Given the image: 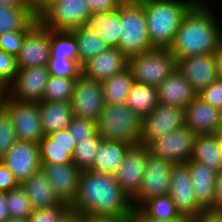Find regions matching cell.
Listing matches in <instances>:
<instances>
[{"mask_svg": "<svg viewBox=\"0 0 222 222\" xmlns=\"http://www.w3.org/2000/svg\"><path fill=\"white\" fill-rule=\"evenodd\" d=\"M70 207L85 217L113 218L119 222H127L133 209L131 199L114 175L90 169L81 172L77 197Z\"/></svg>", "mask_w": 222, "mask_h": 222, "instance_id": "6da1fadb", "label": "cell"}, {"mask_svg": "<svg viewBox=\"0 0 222 222\" xmlns=\"http://www.w3.org/2000/svg\"><path fill=\"white\" fill-rule=\"evenodd\" d=\"M199 0L184 16L169 50L176 61L185 57L213 54L222 43V29L216 13Z\"/></svg>", "mask_w": 222, "mask_h": 222, "instance_id": "7a4b0ae2", "label": "cell"}, {"mask_svg": "<svg viewBox=\"0 0 222 222\" xmlns=\"http://www.w3.org/2000/svg\"><path fill=\"white\" fill-rule=\"evenodd\" d=\"M199 0H146L140 2L145 10L147 34L154 48H169L182 19Z\"/></svg>", "mask_w": 222, "mask_h": 222, "instance_id": "3957f363", "label": "cell"}, {"mask_svg": "<svg viewBox=\"0 0 222 222\" xmlns=\"http://www.w3.org/2000/svg\"><path fill=\"white\" fill-rule=\"evenodd\" d=\"M97 131L103 140L133 147L140 144L142 117L126 104H105L97 121Z\"/></svg>", "mask_w": 222, "mask_h": 222, "instance_id": "277c9868", "label": "cell"}, {"mask_svg": "<svg viewBox=\"0 0 222 222\" xmlns=\"http://www.w3.org/2000/svg\"><path fill=\"white\" fill-rule=\"evenodd\" d=\"M120 35L118 49L127 58L154 49L148 38L145 10L140 2L125 0L121 4Z\"/></svg>", "mask_w": 222, "mask_h": 222, "instance_id": "5b68a950", "label": "cell"}, {"mask_svg": "<svg viewBox=\"0 0 222 222\" xmlns=\"http://www.w3.org/2000/svg\"><path fill=\"white\" fill-rule=\"evenodd\" d=\"M177 67L169 48H154L128 58V68L136 83L158 87Z\"/></svg>", "mask_w": 222, "mask_h": 222, "instance_id": "8992f818", "label": "cell"}, {"mask_svg": "<svg viewBox=\"0 0 222 222\" xmlns=\"http://www.w3.org/2000/svg\"><path fill=\"white\" fill-rule=\"evenodd\" d=\"M175 163L148 154L144 176L137 194L131 199L132 208H140L146 201L169 194L170 176Z\"/></svg>", "mask_w": 222, "mask_h": 222, "instance_id": "52a82bcc", "label": "cell"}, {"mask_svg": "<svg viewBox=\"0 0 222 222\" xmlns=\"http://www.w3.org/2000/svg\"><path fill=\"white\" fill-rule=\"evenodd\" d=\"M91 15L88 0H58L39 20L53 31H71L86 25Z\"/></svg>", "mask_w": 222, "mask_h": 222, "instance_id": "ba28073f", "label": "cell"}, {"mask_svg": "<svg viewBox=\"0 0 222 222\" xmlns=\"http://www.w3.org/2000/svg\"><path fill=\"white\" fill-rule=\"evenodd\" d=\"M196 134L184 126L178 130L149 141L148 154L168 159L175 164L187 163L192 156Z\"/></svg>", "mask_w": 222, "mask_h": 222, "instance_id": "9c48e42d", "label": "cell"}, {"mask_svg": "<svg viewBox=\"0 0 222 222\" xmlns=\"http://www.w3.org/2000/svg\"><path fill=\"white\" fill-rule=\"evenodd\" d=\"M185 126V108L158 104L149 114L142 117L140 144L160 138Z\"/></svg>", "mask_w": 222, "mask_h": 222, "instance_id": "30bf717a", "label": "cell"}, {"mask_svg": "<svg viewBox=\"0 0 222 222\" xmlns=\"http://www.w3.org/2000/svg\"><path fill=\"white\" fill-rule=\"evenodd\" d=\"M104 105L102 82L81 73L76 79L71 100L73 115L97 122Z\"/></svg>", "mask_w": 222, "mask_h": 222, "instance_id": "8fae6325", "label": "cell"}, {"mask_svg": "<svg viewBox=\"0 0 222 222\" xmlns=\"http://www.w3.org/2000/svg\"><path fill=\"white\" fill-rule=\"evenodd\" d=\"M12 117L17 139L39 144L45 136L41 126L40 103L8 98L5 109Z\"/></svg>", "mask_w": 222, "mask_h": 222, "instance_id": "7c38bea8", "label": "cell"}, {"mask_svg": "<svg viewBox=\"0 0 222 222\" xmlns=\"http://www.w3.org/2000/svg\"><path fill=\"white\" fill-rule=\"evenodd\" d=\"M50 59V29L38 20L25 34L16 56L17 69L47 66Z\"/></svg>", "mask_w": 222, "mask_h": 222, "instance_id": "4fadbf2b", "label": "cell"}, {"mask_svg": "<svg viewBox=\"0 0 222 222\" xmlns=\"http://www.w3.org/2000/svg\"><path fill=\"white\" fill-rule=\"evenodd\" d=\"M169 195L175 203L177 211L189 222H193L204 210L197 203L186 163L174 165L170 176Z\"/></svg>", "mask_w": 222, "mask_h": 222, "instance_id": "5bb4252c", "label": "cell"}, {"mask_svg": "<svg viewBox=\"0 0 222 222\" xmlns=\"http://www.w3.org/2000/svg\"><path fill=\"white\" fill-rule=\"evenodd\" d=\"M49 77L47 66L19 69L8 85L9 98L20 102L40 103Z\"/></svg>", "mask_w": 222, "mask_h": 222, "instance_id": "9a60e30c", "label": "cell"}, {"mask_svg": "<svg viewBox=\"0 0 222 222\" xmlns=\"http://www.w3.org/2000/svg\"><path fill=\"white\" fill-rule=\"evenodd\" d=\"M147 160L148 151L145 146L138 144L130 147L114 173L119 187L130 199L137 194L141 186Z\"/></svg>", "mask_w": 222, "mask_h": 222, "instance_id": "2e32d148", "label": "cell"}, {"mask_svg": "<svg viewBox=\"0 0 222 222\" xmlns=\"http://www.w3.org/2000/svg\"><path fill=\"white\" fill-rule=\"evenodd\" d=\"M2 161L21 185L40 171L39 144L17 140Z\"/></svg>", "mask_w": 222, "mask_h": 222, "instance_id": "e0dca14e", "label": "cell"}, {"mask_svg": "<svg viewBox=\"0 0 222 222\" xmlns=\"http://www.w3.org/2000/svg\"><path fill=\"white\" fill-rule=\"evenodd\" d=\"M40 170L46 175L59 199L72 205L78 193L81 170L73 163H41Z\"/></svg>", "mask_w": 222, "mask_h": 222, "instance_id": "ac0fdd59", "label": "cell"}, {"mask_svg": "<svg viewBox=\"0 0 222 222\" xmlns=\"http://www.w3.org/2000/svg\"><path fill=\"white\" fill-rule=\"evenodd\" d=\"M176 68L197 94L218 80L214 53L179 59Z\"/></svg>", "mask_w": 222, "mask_h": 222, "instance_id": "d6986e66", "label": "cell"}, {"mask_svg": "<svg viewBox=\"0 0 222 222\" xmlns=\"http://www.w3.org/2000/svg\"><path fill=\"white\" fill-rule=\"evenodd\" d=\"M222 111L196 96L185 107V126L196 135L215 134L221 120Z\"/></svg>", "mask_w": 222, "mask_h": 222, "instance_id": "ffe728a7", "label": "cell"}, {"mask_svg": "<svg viewBox=\"0 0 222 222\" xmlns=\"http://www.w3.org/2000/svg\"><path fill=\"white\" fill-rule=\"evenodd\" d=\"M126 68H128V58L118 48H109L81 67L86 77L101 82Z\"/></svg>", "mask_w": 222, "mask_h": 222, "instance_id": "44dd1931", "label": "cell"}, {"mask_svg": "<svg viewBox=\"0 0 222 222\" xmlns=\"http://www.w3.org/2000/svg\"><path fill=\"white\" fill-rule=\"evenodd\" d=\"M159 104L174 105L185 108L196 96L190 83L176 68L158 87Z\"/></svg>", "mask_w": 222, "mask_h": 222, "instance_id": "7402d4cb", "label": "cell"}, {"mask_svg": "<svg viewBox=\"0 0 222 222\" xmlns=\"http://www.w3.org/2000/svg\"><path fill=\"white\" fill-rule=\"evenodd\" d=\"M21 186L28 195L33 211L54 206H70L59 199L41 170L32 174Z\"/></svg>", "mask_w": 222, "mask_h": 222, "instance_id": "603a6c76", "label": "cell"}, {"mask_svg": "<svg viewBox=\"0 0 222 222\" xmlns=\"http://www.w3.org/2000/svg\"><path fill=\"white\" fill-rule=\"evenodd\" d=\"M197 203L203 209H213L217 171L189 160L187 163Z\"/></svg>", "mask_w": 222, "mask_h": 222, "instance_id": "cb8c5ba5", "label": "cell"}, {"mask_svg": "<svg viewBox=\"0 0 222 222\" xmlns=\"http://www.w3.org/2000/svg\"><path fill=\"white\" fill-rule=\"evenodd\" d=\"M109 48H118L121 39V5L118 9L92 14L86 24Z\"/></svg>", "mask_w": 222, "mask_h": 222, "instance_id": "d4e9b609", "label": "cell"}, {"mask_svg": "<svg viewBox=\"0 0 222 222\" xmlns=\"http://www.w3.org/2000/svg\"><path fill=\"white\" fill-rule=\"evenodd\" d=\"M40 116L45 136L66 129L74 117L71 102L67 101H41Z\"/></svg>", "mask_w": 222, "mask_h": 222, "instance_id": "484cf974", "label": "cell"}, {"mask_svg": "<svg viewBox=\"0 0 222 222\" xmlns=\"http://www.w3.org/2000/svg\"><path fill=\"white\" fill-rule=\"evenodd\" d=\"M130 147L122 142L102 140L90 170L114 175Z\"/></svg>", "mask_w": 222, "mask_h": 222, "instance_id": "4316f807", "label": "cell"}, {"mask_svg": "<svg viewBox=\"0 0 222 222\" xmlns=\"http://www.w3.org/2000/svg\"><path fill=\"white\" fill-rule=\"evenodd\" d=\"M38 20L29 7L0 6V35L16 30H29Z\"/></svg>", "mask_w": 222, "mask_h": 222, "instance_id": "83f0119b", "label": "cell"}, {"mask_svg": "<svg viewBox=\"0 0 222 222\" xmlns=\"http://www.w3.org/2000/svg\"><path fill=\"white\" fill-rule=\"evenodd\" d=\"M190 160L220 172L222 170V155L218 150L217 135H196Z\"/></svg>", "mask_w": 222, "mask_h": 222, "instance_id": "f1b7e54d", "label": "cell"}, {"mask_svg": "<svg viewBox=\"0 0 222 222\" xmlns=\"http://www.w3.org/2000/svg\"><path fill=\"white\" fill-rule=\"evenodd\" d=\"M78 46V64L82 67L95 56L108 50V45L88 26L72 29Z\"/></svg>", "mask_w": 222, "mask_h": 222, "instance_id": "f546056e", "label": "cell"}, {"mask_svg": "<svg viewBox=\"0 0 222 222\" xmlns=\"http://www.w3.org/2000/svg\"><path fill=\"white\" fill-rule=\"evenodd\" d=\"M134 83L129 68L102 81L104 104H126Z\"/></svg>", "mask_w": 222, "mask_h": 222, "instance_id": "4dcf8cb0", "label": "cell"}, {"mask_svg": "<svg viewBox=\"0 0 222 222\" xmlns=\"http://www.w3.org/2000/svg\"><path fill=\"white\" fill-rule=\"evenodd\" d=\"M158 104L157 87L136 82L132 84L126 105L134 112L144 117Z\"/></svg>", "mask_w": 222, "mask_h": 222, "instance_id": "1f68e13d", "label": "cell"}, {"mask_svg": "<svg viewBox=\"0 0 222 222\" xmlns=\"http://www.w3.org/2000/svg\"><path fill=\"white\" fill-rule=\"evenodd\" d=\"M146 216L157 220L186 219L177 211L169 194L146 201L139 208Z\"/></svg>", "mask_w": 222, "mask_h": 222, "instance_id": "d6a6232c", "label": "cell"}, {"mask_svg": "<svg viewBox=\"0 0 222 222\" xmlns=\"http://www.w3.org/2000/svg\"><path fill=\"white\" fill-rule=\"evenodd\" d=\"M50 57L65 58L78 63V46L71 31L50 29Z\"/></svg>", "mask_w": 222, "mask_h": 222, "instance_id": "836d02e7", "label": "cell"}, {"mask_svg": "<svg viewBox=\"0 0 222 222\" xmlns=\"http://www.w3.org/2000/svg\"><path fill=\"white\" fill-rule=\"evenodd\" d=\"M6 206L10 219L28 220L33 213L28 195L21 185L6 192Z\"/></svg>", "mask_w": 222, "mask_h": 222, "instance_id": "e575fe53", "label": "cell"}, {"mask_svg": "<svg viewBox=\"0 0 222 222\" xmlns=\"http://www.w3.org/2000/svg\"><path fill=\"white\" fill-rule=\"evenodd\" d=\"M77 78H62L51 76L45 86L42 101L71 102Z\"/></svg>", "mask_w": 222, "mask_h": 222, "instance_id": "d590c367", "label": "cell"}, {"mask_svg": "<svg viewBox=\"0 0 222 222\" xmlns=\"http://www.w3.org/2000/svg\"><path fill=\"white\" fill-rule=\"evenodd\" d=\"M103 138L97 133L88 136L87 140L78 141L75 146L72 162L81 170H89L94 162L96 151Z\"/></svg>", "mask_w": 222, "mask_h": 222, "instance_id": "8d00e7d4", "label": "cell"}, {"mask_svg": "<svg viewBox=\"0 0 222 222\" xmlns=\"http://www.w3.org/2000/svg\"><path fill=\"white\" fill-rule=\"evenodd\" d=\"M75 146L51 145V140L44 136L39 142L41 163L61 164L72 162Z\"/></svg>", "mask_w": 222, "mask_h": 222, "instance_id": "74e56055", "label": "cell"}, {"mask_svg": "<svg viewBox=\"0 0 222 222\" xmlns=\"http://www.w3.org/2000/svg\"><path fill=\"white\" fill-rule=\"evenodd\" d=\"M48 71L51 76L62 78H78L82 73L81 66L74 60L50 57Z\"/></svg>", "mask_w": 222, "mask_h": 222, "instance_id": "f35d334b", "label": "cell"}, {"mask_svg": "<svg viewBox=\"0 0 222 222\" xmlns=\"http://www.w3.org/2000/svg\"><path fill=\"white\" fill-rule=\"evenodd\" d=\"M17 140L12 117L5 110L0 113V161Z\"/></svg>", "mask_w": 222, "mask_h": 222, "instance_id": "ab89813d", "label": "cell"}, {"mask_svg": "<svg viewBox=\"0 0 222 222\" xmlns=\"http://www.w3.org/2000/svg\"><path fill=\"white\" fill-rule=\"evenodd\" d=\"M67 130L71 133L76 143H78V141L87 140L88 136L98 133L97 122L90 119L77 118L75 116L67 126Z\"/></svg>", "mask_w": 222, "mask_h": 222, "instance_id": "60d3db41", "label": "cell"}, {"mask_svg": "<svg viewBox=\"0 0 222 222\" xmlns=\"http://www.w3.org/2000/svg\"><path fill=\"white\" fill-rule=\"evenodd\" d=\"M28 30H16L0 35V50L15 57L19 54Z\"/></svg>", "mask_w": 222, "mask_h": 222, "instance_id": "b9f144b4", "label": "cell"}, {"mask_svg": "<svg viewBox=\"0 0 222 222\" xmlns=\"http://www.w3.org/2000/svg\"><path fill=\"white\" fill-rule=\"evenodd\" d=\"M70 210V206H54L35 210L28 218V222H60Z\"/></svg>", "mask_w": 222, "mask_h": 222, "instance_id": "7bdbcfd3", "label": "cell"}, {"mask_svg": "<svg viewBox=\"0 0 222 222\" xmlns=\"http://www.w3.org/2000/svg\"><path fill=\"white\" fill-rule=\"evenodd\" d=\"M17 71L16 57L0 50V82L9 85Z\"/></svg>", "mask_w": 222, "mask_h": 222, "instance_id": "ee69618b", "label": "cell"}, {"mask_svg": "<svg viewBox=\"0 0 222 222\" xmlns=\"http://www.w3.org/2000/svg\"><path fill=\"white\" fill-rule=\"evenodd\" d=\"M204 102L222 111V81L216 80L197 94Z\"/></svg>", "mask_w": 222, "mask_h": 222, "instance_id": "f6af8a7d", "label": "cell"}, {"mask_svg": "<svg viewBox=\"0 0 222 222\" xmlns=\"http://www.w3.org/2000/svg\"><path fill=\"white\" fill-rule=\"evenodd\" d=\"M125 0H88L92 14L105 13L118 9Z\"/></svg>", "mask_w": 222, "mask_h": 222, "instance_id": "bcb514c9", "label": "cell"}, {"mask_svg": "<svg viewBox=\"0 0 222 222\" xmlns=\"http://www.w3.org/2000/svg\"><path fill=\"white\" fill-rule=\"evenodd\" d=\"M19 185V182L16 180L12 172L7 168L3 161H0V191L6 193Z\"/></svg>", "mask_w": 222, "mask_h": 222, "instance_id": "7dc6e473", "label": "cell"}, {"mask_svg": "<svg viewBox=\"0 0 222 222\" xmlns=\"http://www.w3.org/2000/svg\"><path fill=\"white\" fill-rule=\"evenodd\" d=\"M46 136L51 140V145L76 146V142L67 128L64 130L51 132Z\"/></svg>", "mask_w": 222, "mask_h": 222, "instance_id": "c3c4849f", "label": "cell"}, {"mask_svg": "<svg viewBox=\"0 0 222 222\" xmlns=\"http://www.w3.org/2000/svg\"><path fill=\"white\" fill-rule=\"evenodd\" d=\"M127 222H189L187 219L157 220L146 216L139 208H133Z\"/></svg>", "mask_w": 222, "mask_h": 222, "instance_id": "681fc988", "label": "cell"}, {"mask_svg": "<svg viewBox=\"0 0 222 222\" xmlns=\"http://www.w3.org/2000/svg\"><path fill=\"white\" fill-rule=\"evenodd\" d=\"M193 222H222V210L204 209Z\"/></svg>", "mask_w": 222, "mask_h": 222, "instance_id": "f907efd6", "label": "cell"}, {"mask_svg": "<svg viewBox=\"0 0 222 222\" xmlns=\"http://www.w3.org/2000/svg\"><path fill=\"white\" fill-rule=\"evenodd\" d=\"M213 209L222 210V170L220 172H217Z\"/></svg>", "mask_w": 222, "mask_h": 222, "instance_id": "816d5d0a", "label": "cell"}, {"mask_svg": "<svg viewBox=\"0 0 222 222\" xmlns=\"http://www.w3.org/2000/svg\"><path fill=\"white\" fill-rule=\"evenodd\" d=\"M33 12L39 18L54 2L58 0H31Z\"/></svg>", "mask_w": 222, "mask_h": 222, "instance_id": "f5cc1de1", "label": "cell"}, {"mask_svg": "<svg viewBox=\"0 0 222 222\" xmlns=\"http://www.w3.org/2000/svg\"><path fill=\"white\" fill-rule=\"evenodd\" d=\"M0 6L29 7L33 11L31 0H0Z\"/></svg>", "mask_w": 222, "mask_h": 222, "instance_id": "db71d44e", "label": "cell"}, {"mask_svg": "<svg viewBox=\"0 0 222 222\" xmlns=\"http://www.w3.org/2000/svg\"><path fill=\"white\" fill-rule=\"evenodd\" d=\"M7 219L10 217L6 206V193L0 191V222H5Z\"/></svg>", "mask_w": 222, "mask_h": 222, "instance_id": "11a10c76", "label": "cell"}, {"mask_svg": "<svg viewBox=\"0 0 222 222\" xmlns=\"http://www.w3.org/2000/svg\"><path fill=\"white\" fill-rule=\"evenodd\" d=\"M9 98L8 85L0 82V113L5 111L6 102Z\"/></svg>", "mask_w": 222, "mask_h": 222, "instance_id": "9f6ffc18", "label": "cell"}, {"mask_svg": "<svg viewBox=\"0 0 222 222\" xmlns=\"http://www.w3.org/2000/svg\"><path fill=\"white\" fill-rule=\"evenodd\" d=\"M216 58V70L218 80L222 81V43L218 46L214 53Z\"/></svg>", "mask_w": 222, "mask_h": 222, "instance_id": "6f0895ef", "label": "cell"}, {"mask_svg": "<svg viewBox=\"0 0 222 222\" xmlns=\"http://www.w3.org/2000/svg\"><path fill=\"white\" fill-rule=\"evenodd\" d=\"M82 215L79 213L70 210L62 219L60 222H79Z\"/></svg>", "mask_w": 222, "mask_h": 222, "instance_id": "680465c9", "label": "cell"}, {"mask_svg": "<svg viewBox=\"0 0 222 222\" xmlns=\"http://www.w3.org/2000/svg\"><path fill=\"white\" fill-rule=\"evenodd\" d=\"M79 222H119L113 218H95L82 216Z\"/></svg>", "mask_w": 222, "mask_h": 222, "instance_id": "91938a15", "label": "cell"}, {"mask_svg": "<svg viewBox=\"0 0 222 222\" xmlns=\"http://www.w3.org/2000/svg\"><path fill=\"white\" fill-rule=\"evenodd\" d=\"M217 146L220 154L222 155V135H217Z\"/></svg>", "mask_w": 222, "mask_h": 222, "instance_id": "94428289", "label": "cell"}, {"mask_svg": "<svg viewBox=\"0 0 222 222\" xmlns=\"http://www.w3.org/2000/svg\"><path fill=\"white\" fill-rule=\"evenodd\" d=\"M216 135H222V116H221V120L219 122V126H218V129L215 133Z\"/></svg>", "mask_w": 222, "mask_h": 222, "instance_id": "6125c7cd", "label": "cell"}, {"mask_svg": "<svg viewBox=\"0 0 222 222\" xmlns=\"http://www.w3.org/2000/svg\"><path fill=\"white\" fill-rule=\"evenodd\" d=\"M5 222H28V220H23V219H7Z\"/></svg>", "mask_w": 222, "mask_h": 222, "instance_id": "be15d7a7", "label": "cell"}, {"mask_svg": "<svg viewBox=\"0 0 222 222\" xmlns=\"http://www.w3.org/2000/svg\"><path fill=\"white\" fill-rule=\"evenodd\" d=\"M128 1H131V2H143V1H146V0H128Z\"/></svg>", "mask_w": 222, "mask_h": 222, "instance_id": "e7e4bbea", "label": "cell"}]
</instances>
